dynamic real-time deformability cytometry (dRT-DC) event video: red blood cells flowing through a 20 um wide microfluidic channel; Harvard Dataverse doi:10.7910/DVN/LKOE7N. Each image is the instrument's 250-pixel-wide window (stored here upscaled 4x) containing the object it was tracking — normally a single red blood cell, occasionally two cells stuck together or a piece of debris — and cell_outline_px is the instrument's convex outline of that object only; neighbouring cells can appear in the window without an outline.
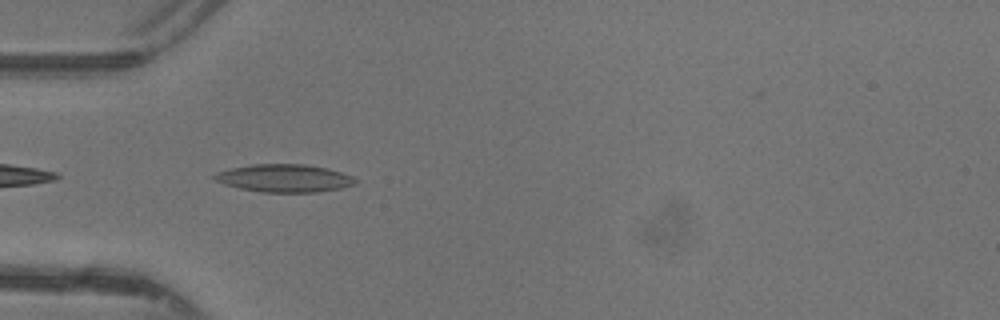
{"species": "common noctule bat (a hibernating species)", "species_latin": "Nyctalus noctula", "temperature_condition": "warm", "stored_images_in_passage": 33, "camera_frame_rate_fps": 3000, "um_per_image_px": 0.085, "animal": {"sex": "female"}, "frame": {"image": 1, "passage_image": 1, "time_ms": 0.0, "image_size_px": [1000, 320], "cell_outline_px": [[360, 180], [356, 184], [340, 188], [316, 192], [260, 192], [240, 188], [224, 184], [216, 180], [212, 176], [216, 172], [232, 168], [252, 164], [304, 164], [328, 168], [352, 176]], "centroid_in_image_um": [24.19, 15.14], "position_along_channel_um": 60.8, "area_um2": 22.83}}
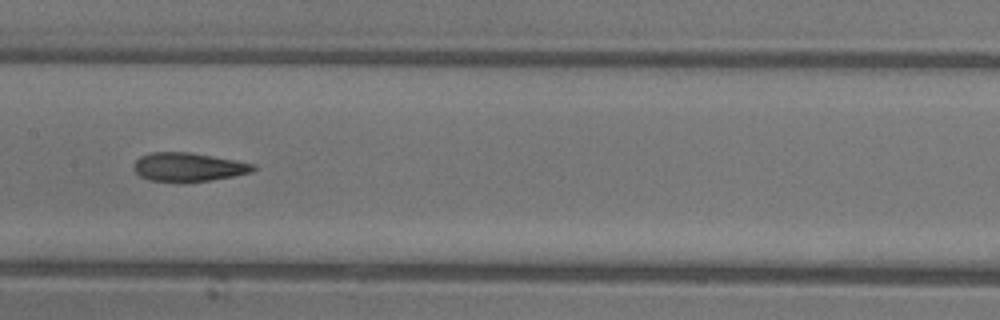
{"frame": {"image": 2, "passage_image": 10, "time_ms": 3.0, "image_size_px": [1000, 320], "cell_outline_px": [[256, 168], [252, 172], [232, 176], [208, 180], [180, 184], [148, 180], [140, 176], [132, 168], [132, 164], [140, 156], [152, 152], [188, 152], [236, 160], [256, 164]], "centroid_in_image_um": [15.96, 14.22], "position_along_channel_um": 191.4, "area_um2": 20.4}}
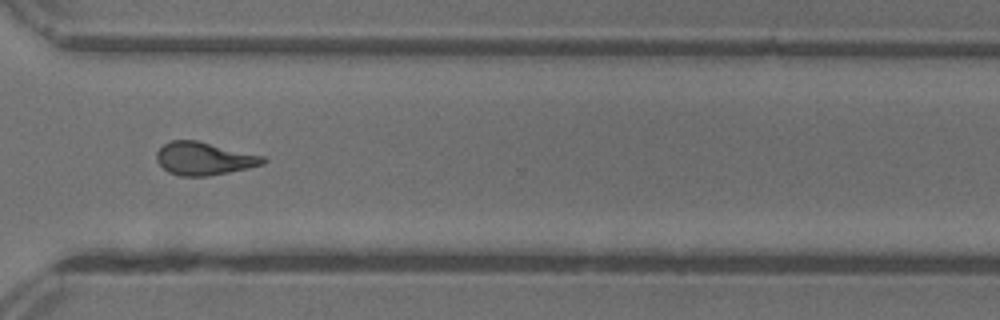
{"frame": {"image": 3, "passage_image": 21, "time_ms": 6.667, "image_size_px": [1000, 320], "cell_outline_px": [[268, 160], [264, 164], [248, 168], [208, 176], [180, 176], [168, 172], [156, 160], [156, 152], [164, 144], [172, 140], [196, 140], [264, 156]], "centroid_in_image_um": [17.34, 13.48], "position_along_channel_um": 353.3, "area_um2": 20.35}, "authors_computed_cell_mechanics": {"area_um2": 20.2878, "velocity_mm_per_s": 4.4287, "shape_relaxation_time_tau1_ms": 7.3847, "shape_relaxation_time_tau2_ms": 2.601, "deformation_change_tau1": 0.2492, "deformation_change_tau2": 0.1304}}